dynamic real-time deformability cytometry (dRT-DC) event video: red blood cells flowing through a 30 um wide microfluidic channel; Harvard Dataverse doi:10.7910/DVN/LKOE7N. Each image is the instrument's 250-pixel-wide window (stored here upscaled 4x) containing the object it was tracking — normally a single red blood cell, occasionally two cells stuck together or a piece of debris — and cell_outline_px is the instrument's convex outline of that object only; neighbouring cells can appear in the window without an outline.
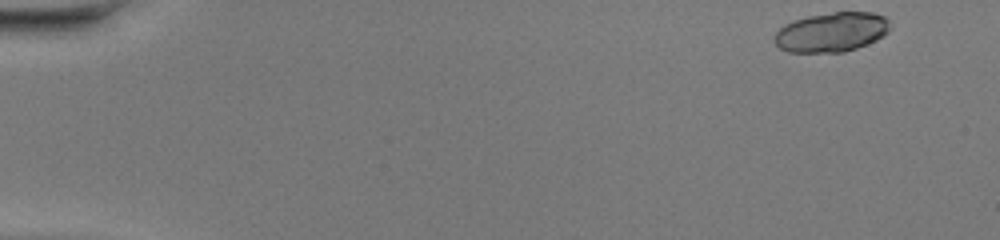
{"species": "common noctule bat (a hibernating species)", "species_latin": "Nyctalus noctula", "temperature_condition": "warm", "stored_images_in_passage": 46, "camera_frame_rate_fps": 3000, "um_per_image_px": 0.085, "animal": {"sex": "female", "body_mass_g": 20.0, "forearm_length_mm": 54.0}, "frame": {"image": 1, "passage_image": 1, "time_ms": 0.0, "image_size_px": [1000, 240], "cell_outline_px": [[892, 28], [884, 36], [876, 40], [856, 48], [844, 52], [788, 52], [780, 48], [772, 40], [776, 32], [784, 24], [792, 20], [808, 16], [836, 12], [872, 12], [884, 16], [888, 20]], "centroid_in_image_um": [70.68, 2.73], "position_along_channel_um": 14.3, "area_um2": 26.82}}